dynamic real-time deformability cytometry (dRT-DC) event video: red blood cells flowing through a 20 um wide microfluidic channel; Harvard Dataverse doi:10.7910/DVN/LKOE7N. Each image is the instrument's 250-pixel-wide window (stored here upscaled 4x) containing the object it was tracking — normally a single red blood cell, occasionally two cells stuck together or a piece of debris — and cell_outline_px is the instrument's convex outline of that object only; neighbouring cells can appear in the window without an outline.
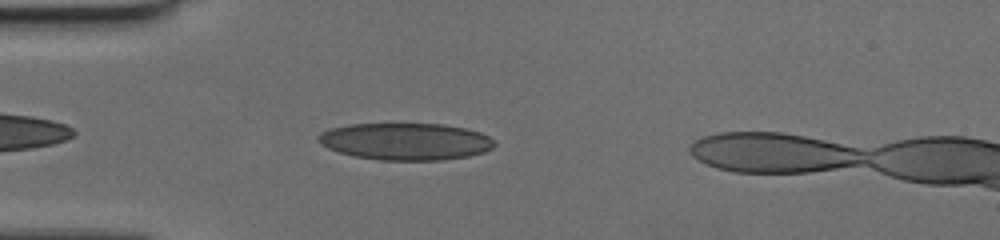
{"species": "human", "species_latin": "Homo sapiens", "temperature_condition": "cold", "stored_images_in_passage": 42, "camera_frame_rate_fps": 3000, "um_per_image_px": 0.085, "donor": {"sex": "female"}, "frame": {"image": 1, "passage_image": 4, "time_ms": 1.0, "image_size_px": [1000, 240], "cell_outline_px": [[496, 144], [492, 148], [484, 152], [468, 156], [444, 160], [380, 160], [356, 156], [340, 152], [328, 148], [320, 144], [316, 140], [316, 136], [320, 132], [332, 128], [352, 124], [444, 124], [464, 128], [480, 132], [488, 136]], "centroid_in_image_um": [34.47, 12.02], "position_along_channel_um": 50.5, "area_um2": 37.97}}
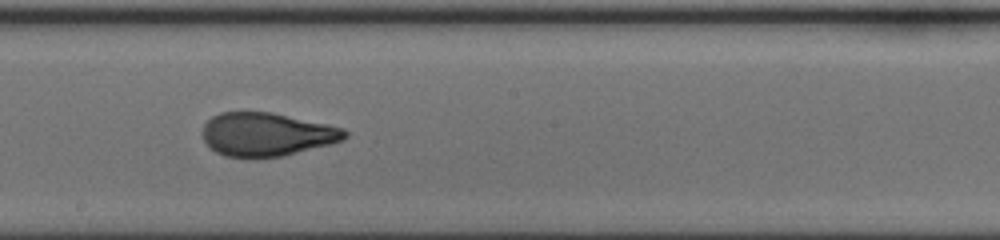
{"frame": {"image": 2, "passage_image": 20, "time_ms": 6.333, "image_size_px": [1000, 240], "cell_outline_px": [[348, 136], [344, 140], [284, 156], [256, 160], [224, 156], [216, 152], [204, 140], [204, 124], [212, 116], [220, 112], [272, 112], [328, 124], [344, 128], [348, 132]], "centroid_in_image_um": [22.69, 11.45], "position_along_channel_um": 225.5, "area_um2": 36.53}}
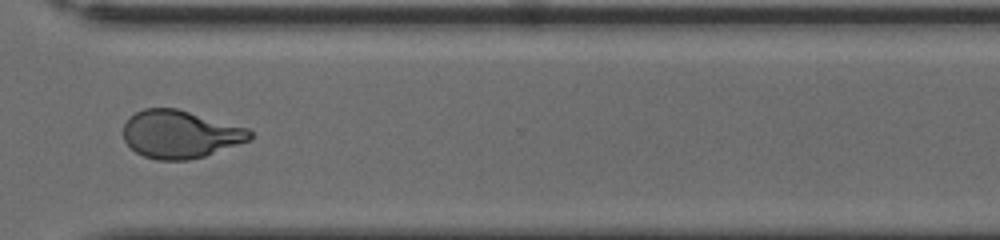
{"frame": {"image": 3, "passage_image": 31, "time_ms": 10.0, "image_size_px": [1000, 240], "cell_outline_px": [[252, 140], [204, 156], [188, 160], [156, 160], [144, 156], [136, 152], [124, 140], [124, 124], [136, 112], [144, 108], [176, 108], [248, 128], [252, 132]], "centroid_in_image_um": [15.34, 11.42], "position_along_channel_um": 355.3, "area_um2": 35.14}}